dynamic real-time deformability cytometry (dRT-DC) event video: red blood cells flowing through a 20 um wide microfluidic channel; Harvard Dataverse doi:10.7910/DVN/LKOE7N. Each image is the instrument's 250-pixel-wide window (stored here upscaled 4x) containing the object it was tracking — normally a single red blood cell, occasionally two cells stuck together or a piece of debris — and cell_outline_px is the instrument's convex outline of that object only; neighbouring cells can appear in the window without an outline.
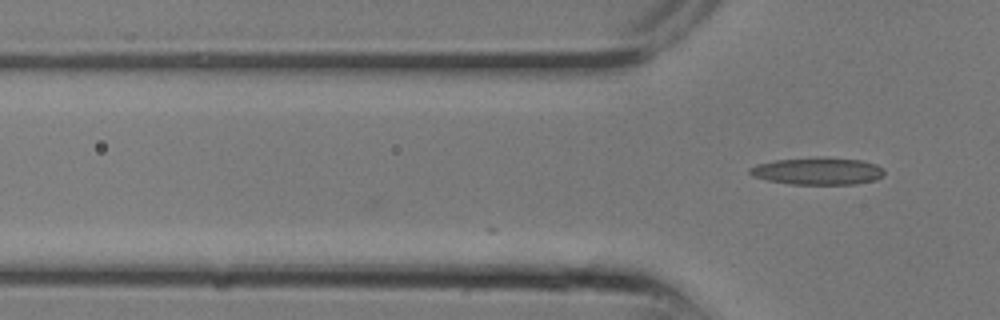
{"species": "common noctule bat (a hibernating species)", "species_latin": "Nyctalus noctula", "temperature_condition": "room temperature", "stored_images_in_passage": 7, "camera_frame_rate_fps": 3000, "um_per_image_px": 0.085, "animal": {"sex": "male", "body_mass_g": 13.3}, "frame": {"image": 1, "passage_image": 7, "time_ms": 2.0, "image_size_px": [1000, 320], "cell_outline_px": [[884, 172], [876, 180], [856, 184], [788, 184], [768, 180], [752, 176], [748, 172], [748, 168], [756, 164], [776, 160], [816, 156], [824, 156], [860, 160], [876, 164], [884, 168]], "centroid_in_image_um": [69.48, 14.53], "position_along_channel_um": 56.3, "area_um2": 21.68}}